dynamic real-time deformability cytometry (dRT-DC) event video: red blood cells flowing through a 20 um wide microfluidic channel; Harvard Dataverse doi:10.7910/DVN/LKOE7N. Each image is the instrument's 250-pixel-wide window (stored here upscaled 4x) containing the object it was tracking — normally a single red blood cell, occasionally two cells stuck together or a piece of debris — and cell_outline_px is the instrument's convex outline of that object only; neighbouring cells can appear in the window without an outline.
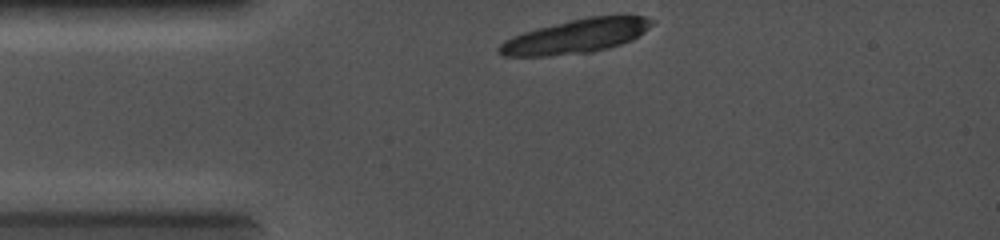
{"species": "common noctule bat (a hibernating species)", "species_latin": "Nyctalus noctula", "temperature_condition": "cold", "stored_images_in_passage": 3, "camera_frame_rate_fps": 5000, "um_per_image_px": 0.085, "animal": {"sex": "female", "body_mass_g": 19.0, "forearm_length_mm": 56.7}, "frame": {"image": 1, "passage_image": 1, "time_ms": 0.0, "image_size_px": [1000, 240], "cell_outline_px": [[656, 20], [644, 32], [632, 40], [608, 48], [592, 52], [548, 56], [504, 56], [496, 48], [504, 40], [512, 36], [536, 28], [588, 16], [628, 12], [644, 16]], "centroid_in_image_um": [49.05, 3.03], "position_along_channel_um": 35.9, "area_um2": 30.98}}